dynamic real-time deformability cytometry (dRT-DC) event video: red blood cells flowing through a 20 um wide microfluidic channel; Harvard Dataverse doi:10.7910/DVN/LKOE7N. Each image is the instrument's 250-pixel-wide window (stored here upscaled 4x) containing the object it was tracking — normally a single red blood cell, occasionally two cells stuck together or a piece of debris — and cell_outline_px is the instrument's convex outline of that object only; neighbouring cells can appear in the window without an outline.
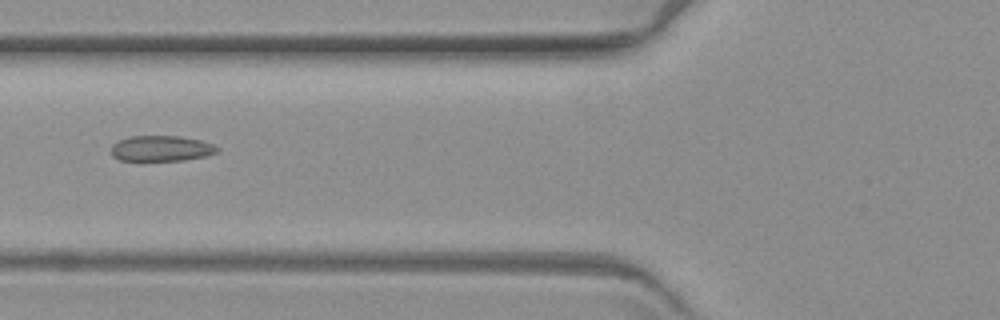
{"species": "common noctule bat (a hibernating species)", "species_latin": "Nyctalus noctula", "temperature_condition": "warm", "stored_images_in_passage": 8, "camera_frame_rate_fps": 3000, "um_per_image_px": 0.085, "animal": {"sex": "female", "body_mass_g": 19.3, "forearm_length_mm": 54.1}, "frame": {"image": 1, "passage_image": 6, "time_ms": 7.0, "image_size_px": [1000, 320], "cell_outline_px": [[220, 148], [216, 152], [208, 156], [184, 160], [120, 160], [112, 156], [112, 144], [128, 136], [180, 136], [200, 140], [212, 144]], "centroid_in_image_um": [13.72, 12.61], "position_along_channel_um": 112.1, "area_um2": 15.78}}
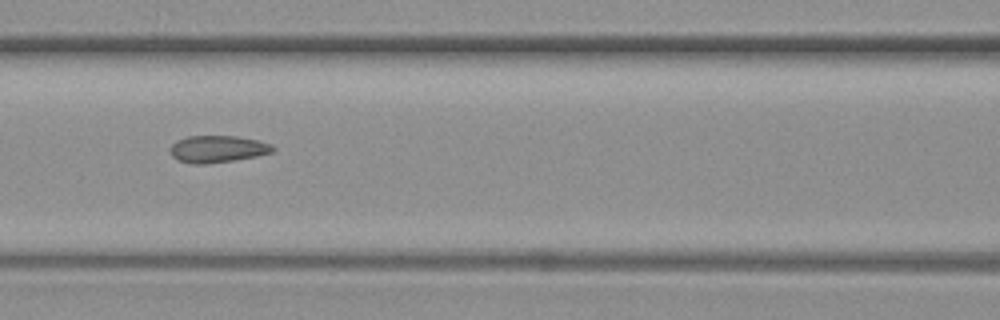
{"frame": {"image": 2, "passage_image": 7, "time_ms": 8.0, "image_size_px": [1000, 320], "cell_outline_px": [[276, 148], [272, 152], [256, 156], [208, 164], [192, 164], [180, 160], [172, 156], [172, 144], [176, 140], [188, 136], [236, 136], [260, 140], [272, 144]], "centroid_in_image_um": [18.53, 12.65], "position_along_channel_um": 148.1, "area_um2": 16.07}}
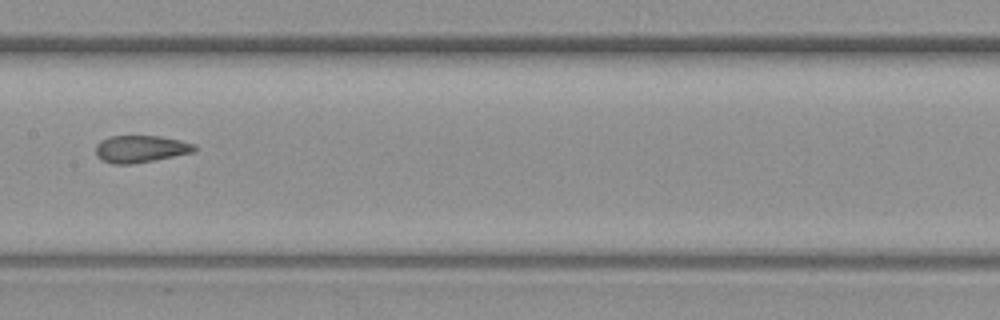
{"frame": {"image": 3, "passage_image": 8, "time_ms": 9.333, "image_size_px": [1000, 320], "cell_outline_px": [[196, 148], [192, 152], [132, 164], [112, 164], [96, 156], [96, 144], [100, 140], [108, 136], [160, 136], [180, 140], [192, 144]], "centroid_in_image_um": [11.88, 12.65], "position_along_channel_um": 195.5, "area_um2": 15.37}}